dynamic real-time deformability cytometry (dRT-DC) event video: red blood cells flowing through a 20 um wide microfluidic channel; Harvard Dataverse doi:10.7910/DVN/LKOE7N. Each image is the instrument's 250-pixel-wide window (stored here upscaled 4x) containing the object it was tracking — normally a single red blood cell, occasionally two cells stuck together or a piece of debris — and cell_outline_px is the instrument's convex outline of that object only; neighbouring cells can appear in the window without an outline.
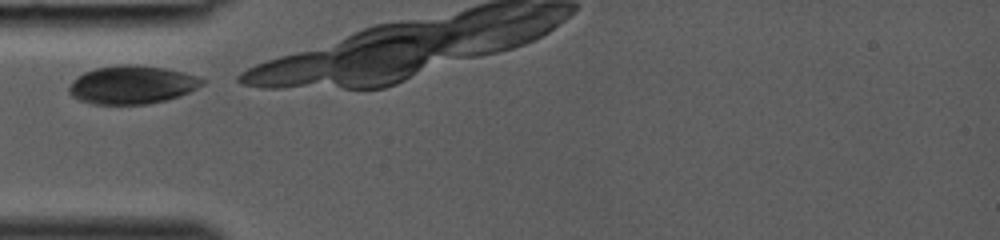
{"species": "common noctule bat (a hibernating species)", "species_latin": "Nyctalus noctula", "temperature_condition": "room temperature", "stored_images_in_passage": 3, "camera_frame_rate_fps": 3000, "um_per_image_px": 0.085, "animal": {"sex": "female", "body_mass_g": 19.0, "forearm_length_mm": 53.3}, "frame": {"image": 1, "passage_image": 1, "time_ms": 0.0, "image_size_px": [1000, 240], "cell_outline_px": [[208, 80], [204, 84], [180, 96], [148, 104], [92, 104], [80, 100], [72, 96], [68, 92], [68, 88], [72, 80], [76, 76], [84, 72], [96, 68], [120, 64], [128, 64], [164, 68], [184, 72], [200, 76]], "centroid_in_image_um": [11.23, 7.2], "position_along_channel_um": 73.8, "area_um2": 29.88}}